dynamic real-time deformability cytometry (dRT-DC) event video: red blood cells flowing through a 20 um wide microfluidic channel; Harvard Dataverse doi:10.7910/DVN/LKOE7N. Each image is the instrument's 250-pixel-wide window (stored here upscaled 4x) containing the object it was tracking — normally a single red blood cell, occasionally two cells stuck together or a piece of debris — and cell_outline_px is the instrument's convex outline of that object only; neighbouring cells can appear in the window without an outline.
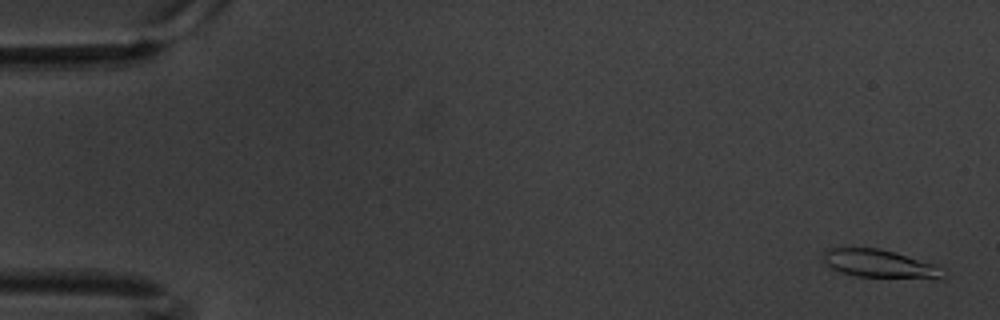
{"species": "common noctule bat (a hibernating species)", "species_latin": "Nyctalus noctula", "temperature_condition": "warm", "stored_images_in_passage": 6, "camera_frame_rate_fps": 3000, "um_per_image_px": 0.085, "animal": {"sex": "male", "body_mass_g": 20.1, "forearm_length_mm": 53.5}, "frame": {"image": 1, "passage_image": 1, "time_ms": 0.0, "image_size_px": [1000, 320], "cell_outline_px": [[944, 280], [936, 280], [856, 276], [840, 272], [832, 268], [824, 260], [824, 252], [828, 248], [880, 248], [936, 264]], "centroid_in_image_um": [74.81, 22.44], "position_along_channel_um": 10.2, "area_um2": 19.71}}
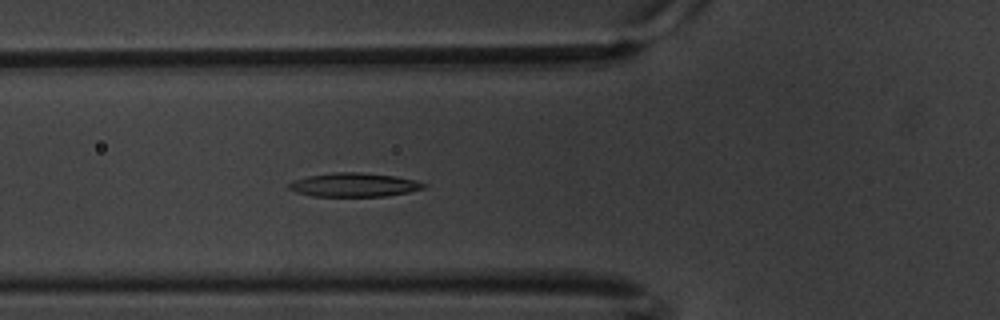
{"frame": {"image": 2, "passage_image": 6, "time_ms": 1.667, "image_size_px": [1000, 320], "cell_outline_px": [[428, 184], [424, 188], [408, 192], [384, 196], [312, 196], [296, 192], [288, 188], [288, 184], [292, 180], [308, 176], [332, 172], [360, 172], [392, 176], [416, 180]], "centroid_in_image_um": [30.07, 15.71], "position_along_channel_um": 95.7, "area_um2": 18.67}}